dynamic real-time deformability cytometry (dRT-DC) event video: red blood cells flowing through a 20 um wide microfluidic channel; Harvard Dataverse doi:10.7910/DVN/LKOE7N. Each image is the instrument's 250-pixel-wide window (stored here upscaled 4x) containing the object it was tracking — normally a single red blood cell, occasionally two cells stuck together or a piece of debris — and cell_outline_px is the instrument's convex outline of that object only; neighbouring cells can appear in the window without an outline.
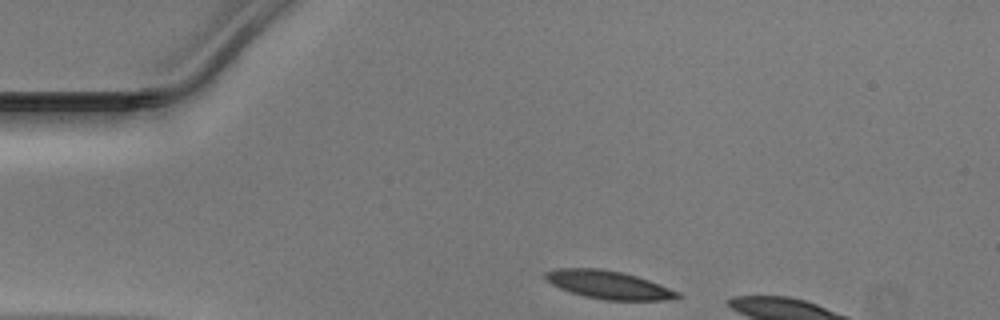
{"species": "Egyptian fruit bat (a non-hibernating species)", "species_latin": "Rousettus aegyptiacus", "temperature_condition": "warm", "stored_images_in_passage": 5, "camera_frame_rate_fps": 3000, "um_per_image_px": 0.085, "animal": {"sex": "male"}, "frame": {"image": 1, "passage_image": 1, "time_ms": 0.0, "image_size_px": [1000, 320], "cell_outline_px": [[684, 296], [680, 300], [608, 300], [588, 296], [572, 292], [560, 288], [552, 284], [544, 276], [544, 272], [556, 268], [600, 268], [624, 272], [660, 284], [680, 292]], "centroid_in_image_um": [51.82, 24.2], "position_along_channel_um": 33.2, "area_um2": 21.73}}